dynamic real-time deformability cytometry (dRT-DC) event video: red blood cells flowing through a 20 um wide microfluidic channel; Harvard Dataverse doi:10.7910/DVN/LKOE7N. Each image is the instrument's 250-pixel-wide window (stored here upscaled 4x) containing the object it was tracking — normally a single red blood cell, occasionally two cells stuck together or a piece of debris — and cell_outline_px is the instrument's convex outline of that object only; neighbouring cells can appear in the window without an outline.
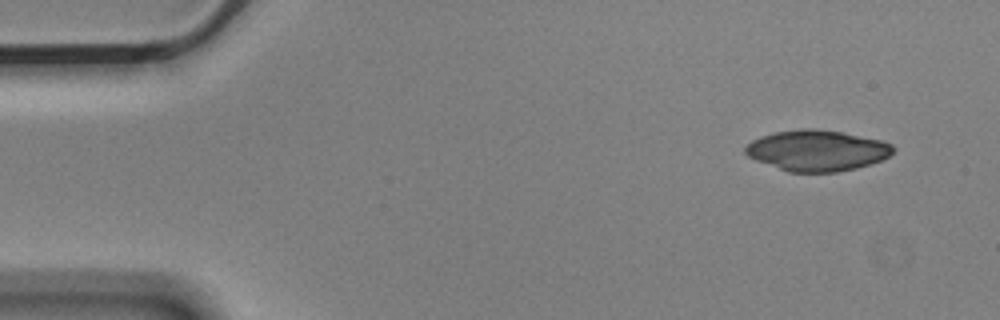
{"species": "Egyptian fruit bat (a non-hibernating species)", "species_latin": "Rousettus aegyptiacus", "temperature_condition": "cold", "stored_images_in_passage": 4, "camera_frame_rate_fps": 3000, "um_per_image_px": 0.085, "animal": {"sex": "male"}, "frame": {"image": 1, "passage_image": 1, "time_ms": 0.0, "image_size_px": [1000, 320], "cell_outline_px": [[896, 148], [888, 156], [880, 160], [856, 168], [836, 172], [788, 172], [756, 160], [748, 156], [744, 152], [744, 148], [752, 140], [760, 136], [776, 132], [800, 128], [816, 128], [844, 132], [880, 140], [892, 144]], "centroid_in_image_um": [69.43, 12.78], "position_along_channel_um": 15.6, "area_um2": 35.2}}